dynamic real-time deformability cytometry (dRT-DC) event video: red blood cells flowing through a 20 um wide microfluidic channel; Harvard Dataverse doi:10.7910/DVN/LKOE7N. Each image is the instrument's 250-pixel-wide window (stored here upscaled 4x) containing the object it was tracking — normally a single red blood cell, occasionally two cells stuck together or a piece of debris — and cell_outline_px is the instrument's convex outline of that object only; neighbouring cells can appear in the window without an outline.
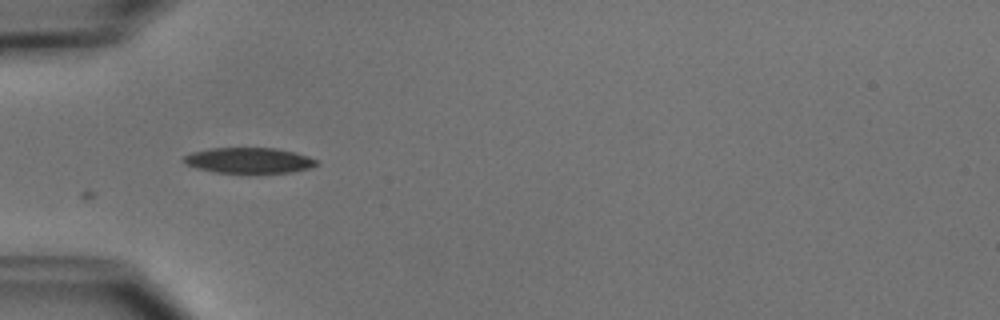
{"species": "common noctule bat (a hibernating species)", "species_latin": "Nyctalus noctula", "temperature_condition": "cold", "stored_images_in_passage": 4, "camera_frame_rate_fps": 3000, "um_per_image_px": 0.085, "animal": {"sex": "male", "body_mass_g": 15.6}, "frame": {"image": 1, "passage_image": 2, "time_ms": 1.0, "image_size_px": [1000, 320], "cell_outline_px": [[320, 164], [312, 168], [292, 172], [216, 172], [196, 168], [184, 164], [180, 160], [184, 156], [192, 152], [208, 148], [276, 148], [296, 152], [308, 156], [316, 160]], "centroid_in_image_um": [21.15, 13.62], "position_along_channel_um": 63.8, "area_um2": 19.88}}